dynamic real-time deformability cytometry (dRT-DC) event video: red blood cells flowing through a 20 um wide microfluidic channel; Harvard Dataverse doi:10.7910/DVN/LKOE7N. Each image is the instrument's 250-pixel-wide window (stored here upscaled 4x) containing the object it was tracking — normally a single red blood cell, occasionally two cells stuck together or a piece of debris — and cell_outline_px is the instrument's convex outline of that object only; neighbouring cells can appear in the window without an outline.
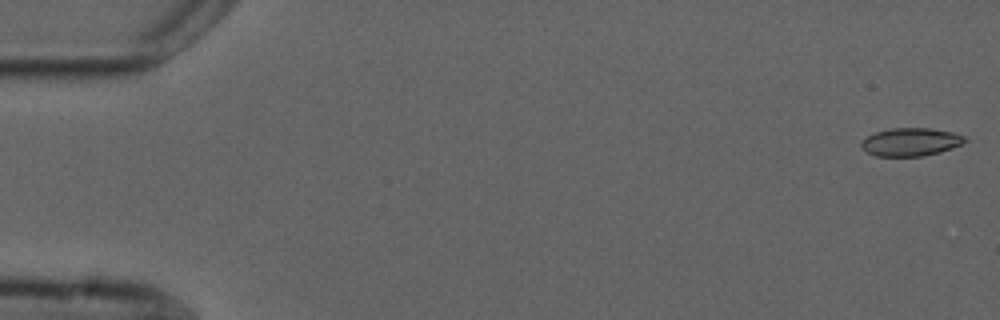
{"species": "common noctule bat (a hibernating species)", "species_latin": "Nyctalus noctula", "temperature_condition": "cold", "stored_images_in_passage": 4, "camera_frame_rate_fps": 3000, "um_per_image_px": 0.085, "animal": {"sex": "male", "forearm_length_mm": 52.5}, "frame": {"image": 1, "passage_image": 1, "time_ms": 0.0, "image_size_px": [1000, 320], "cell_outline_px": [[968, 140], [964, 144], [940, 152], [924, 156], [876, 156], [864, 152], [860, 144], [868, 136], [876, 132], [888, 128], [932, 128], [952, 132], [964, 136]], "centroid_in_image_um": [77.43, 12.07], "position_along_channel_um": 7.6, "area_um2": 17.11}}
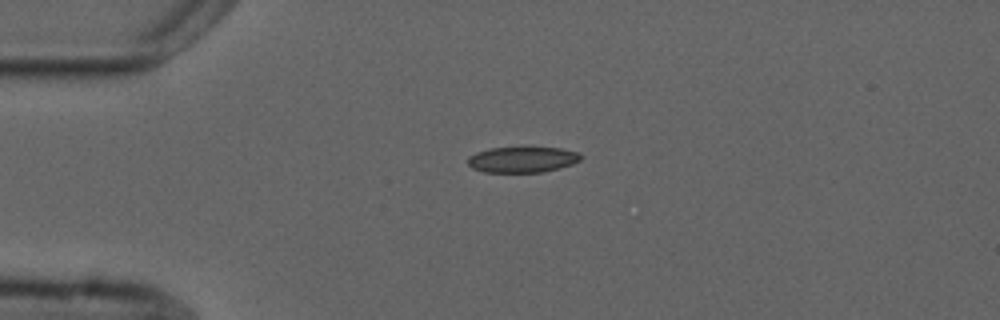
{"frame": {"image": 2, "passage_image": 4, "time_ms": 4.0, "image_size_px": [1000, 320], "cell_outline_px": [[584, 156], [580, 160], [572, 164], [560, 168], [544, 172], [484, 172], [472, 168], [468, 164], [468, 156], [476, 152], [488, 148], [560, 148], [580, 152]], "centroid_in_image_um": [44.42, 13.57], "position_along_channel_um": 40.6, "area_um2": 17.05}}